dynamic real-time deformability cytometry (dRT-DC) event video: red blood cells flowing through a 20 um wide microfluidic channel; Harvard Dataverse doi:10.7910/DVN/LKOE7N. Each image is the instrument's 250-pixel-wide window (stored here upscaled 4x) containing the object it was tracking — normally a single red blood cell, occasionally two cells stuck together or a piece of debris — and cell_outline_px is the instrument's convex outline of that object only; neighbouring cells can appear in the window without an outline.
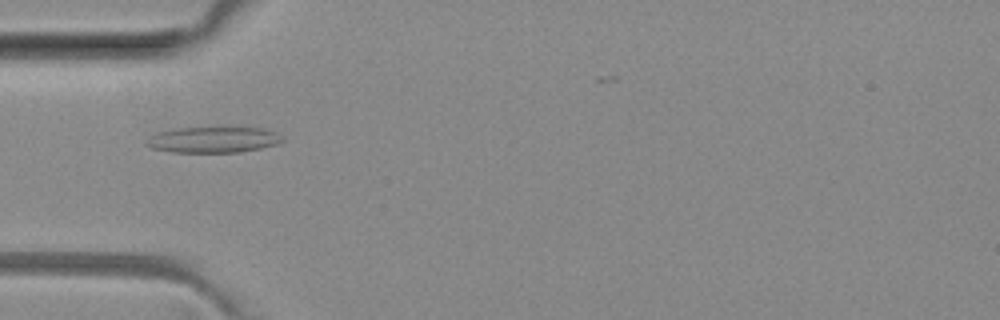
{"species": "common noctule bat (a hibernating species)", "species_latin": "Nyctalus noctula", "temperature_condition": "room temperature", "stored_images_in_passage": 6, "camera_frame_rate_fps": 3000, "um_per_image_px": 0.085, "animal": {"sex": "female", "body_mass_g": 29.2, "forearm_length_mm": 56.3}, "frame": {"image": 1, "passage_image": 5, "time_ms": 4.667, "image_size_px": [1000, 320], "cell_outline_px": [[284, 140], [276, 144], [260, 148], [240, 152], [172, 152], [148, 148], [144, 144], [144, 140], [148, 136], [156, 132], [172, 128], [268, 128], [276, 132]], "centroid_in_image_um": [18.03, 11.87], "position_along_channel_um": 67.0, "area_um2": 20.75}}
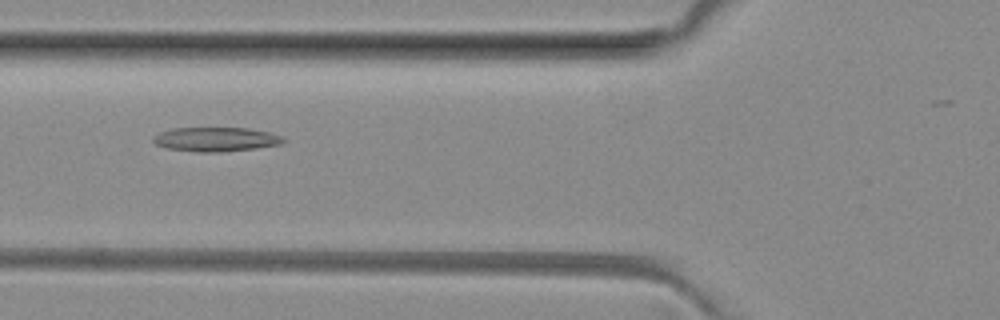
{"frame": {"image": 2, "passage_image": 6, "time_ms": 5.667, "image_size_px": [1000, 320], "cell_outline_px": [[288, 140], [284, 144], [256, 148], [220, 152], [196, 152], [164, 148], [156, 144], [152, 140], [152, 136], [160, 132], [172, 128], [248, 128], [268, 132], [280, 136]], "centroid_in_image_um": [18.34, 11.85], "position_along_channel_um": 107.5, "area_um2": 18.55}}